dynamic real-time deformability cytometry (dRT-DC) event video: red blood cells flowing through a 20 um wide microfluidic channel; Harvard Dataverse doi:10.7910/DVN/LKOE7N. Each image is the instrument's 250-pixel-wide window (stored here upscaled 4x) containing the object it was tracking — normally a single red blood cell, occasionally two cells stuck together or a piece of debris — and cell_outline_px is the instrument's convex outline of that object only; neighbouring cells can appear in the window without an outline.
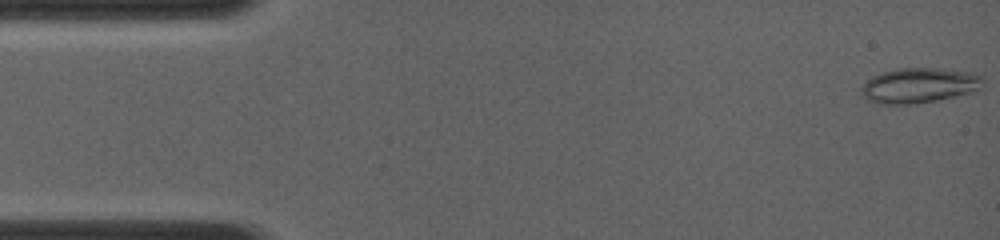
{"species": "common noctule bat (a hibernating species)", "species_latin": "Nyctalus noctula", "temperature_condition": "room temperature", "stored_images_in_passage": 13, "camera_frame_rate_fps": 4000, "um_per_image_px": 0.085, "animal": {"sex": "female", "body_mass_g": 19.0, "forearm_length_mm": 56.7}, "frame": {"image": 1, "passage_image": 1, "time_ms": 0.0, "image_size_px": [1000, 240], "cell_outline_px": [[984, 80], [972, 92], [936, 100], [916, 104], [880, 104], [868, 100], [860, 92], [860, 88], [872, 76], [880, 72], [900, 68], [944, 68], [968, 72], [980, 76]], "centroid_in_image_um": [78.06, 7.26], "position_along_channel_um": 6.9, "area_um2": 24.68}}
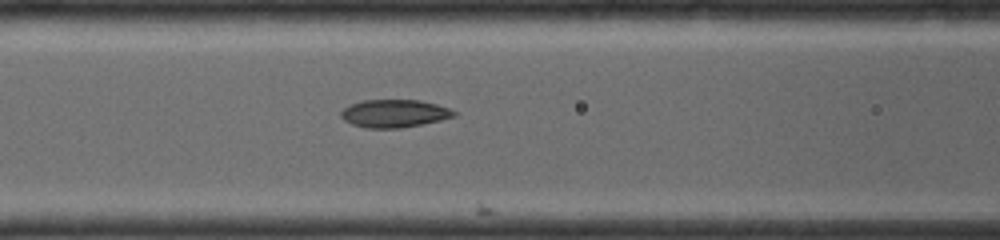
{"frame": {"image": 2, "passage_image": 11, "time_ms": 5.5, "image_size_px": [1000, 240], "cell_outline_px": [[456, 116], [440, 120], [400, 128], [364, 128], [352, 124], [344, 120], [340, 116], [340, 112], [344, 108], [352, 104], [364, 100], [420, 100], [436, 104], [448, 108], [456, 112]], "centroid_in_image_um": [33.5, 9.64], "position_along_channel_um": 133.1, "area_um2": 18.21}}